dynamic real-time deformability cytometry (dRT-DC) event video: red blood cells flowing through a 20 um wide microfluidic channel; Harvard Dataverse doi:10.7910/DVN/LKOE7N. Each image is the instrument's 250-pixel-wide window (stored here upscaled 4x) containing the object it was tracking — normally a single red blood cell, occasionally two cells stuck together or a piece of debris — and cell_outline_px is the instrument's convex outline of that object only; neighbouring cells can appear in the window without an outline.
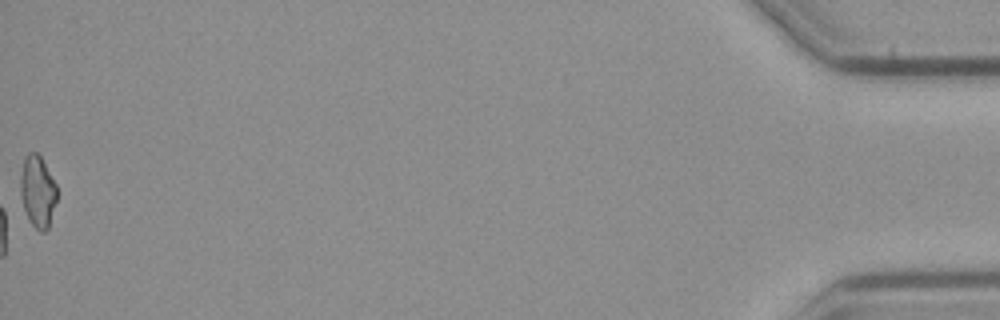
{"species": "common noctule bat (a hibernating species)", "species_latin": "Nyctalus noctula", "temperature_condition": "cold", "stored_images_in_passage": 56, "camera_frame_rate_fps": 3000, "um_per_image_px": 0.085, "animal": {"sex": "male", "body_mass_g": 23.1, "forearm_length_mm": 52.7}, "frame": {"image": 1, "passage_image": 56, "time_ms": 18.333, "image_size_px": [1000, 320], "cell_outline_px": [[56, 200], [48, 228], [44, 232], [40, 232], [28, 220], [20, 196], [20, 176], [24, 156], [28, 152], [36, 152], [40, 156], [56, 184]], "centroid_in_image_um": [3.17, 16.26], "position_along_channel_um": 432.0, "area_um2": 15.2}, "authors_computed_cell_mechanics": {"area_um2": 16.5886, "velocity_mm_per_s": 3.7619, "shape_relaxation_time_tau1_ms": null, "shape_relaxation_time_tau2_ms": 2.8944, "deformation_change_tau1": null, "deformation_change_tau2": 0.0573}}